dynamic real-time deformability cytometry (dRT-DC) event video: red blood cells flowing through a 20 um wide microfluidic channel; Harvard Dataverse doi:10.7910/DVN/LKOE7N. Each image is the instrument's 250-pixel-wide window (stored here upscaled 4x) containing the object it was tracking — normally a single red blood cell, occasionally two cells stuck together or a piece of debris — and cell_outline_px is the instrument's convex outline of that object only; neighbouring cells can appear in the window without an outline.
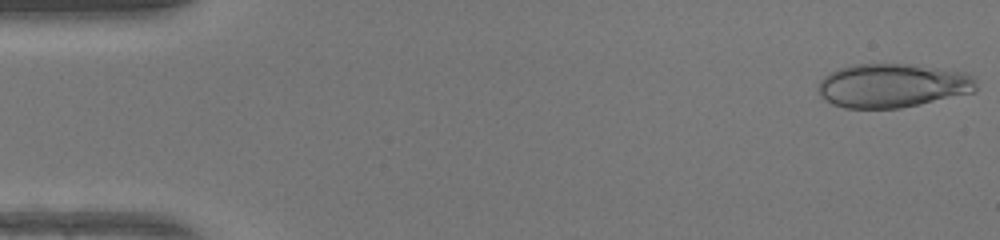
{"species": "human", "species_latin": "Homo sapiens", "temperature_condition": "warm", "stored_images_in_passage": 47, "camera_frame_rate_fps": 3000, "um_per_image_px": 0.085, "donor": {"sex": "female"}, "frame": {"image": 1, "passage_image": 1, "time_ms": 0.0, "image_size_px": [1000, 240], "cell_outline_px": [[976, 88], [972, 92], [900, 108], [844, 108], [832, 104], [820, 96], [820, 80], [824, 76], [840, 68], [852, 64], [904, 64], [936, 68], [964, 72], [972, 76], [976, 80]], "centroid_in_image_um": [75.83, 7.27], "position_along_channel_um": 9.2, "area_um2": 39.88}}
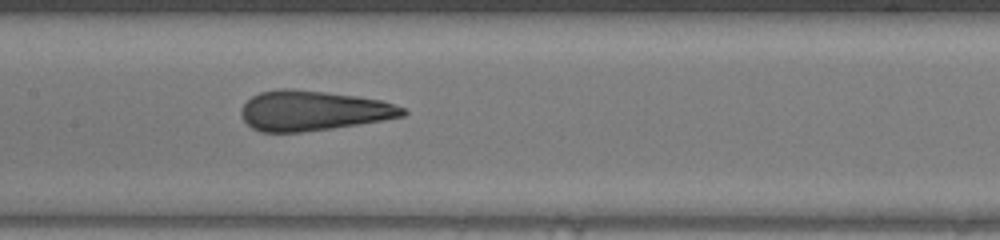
{"frame": {"image": 2, "passage_image": 23, "time_ms": 7.333, "image_size_px": [1000, 240], "cell_outline_px": [[408, 112], [404, 116], [332, 128], [300, 132], [260, 132], [252, 128], [244, 120], [240, 112], [240, 108], [252, 96], [260, 92], [280, 88], [288, 88], [324, 92], [356, 96], [380, 100], [404, 108]], "centroid_in_image_um": [26.56, 9.4], "position_along_channel_um": 180.8, "area_um2": 37.28}}
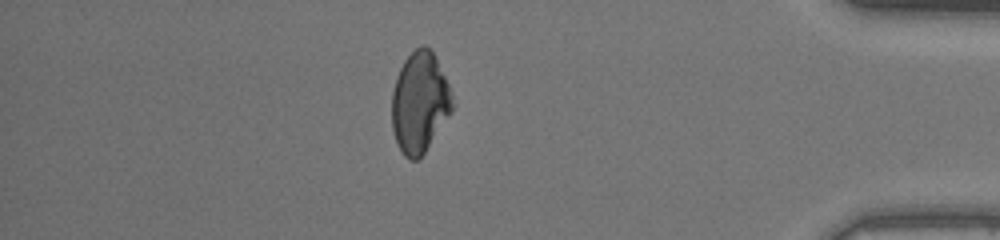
{"frame": {"image": 3, "passage_image": 41, "time_ms": 13.333, "image_size_px": [1000, 240], "cell_outline_px": [[456, 104], [452, 112], [424, 152], [416, 160], [408, 160], [404, 156], [396, 140], [392, 128], [392, 92], [396, 76], [404, 60], [420, 44], [424, 44], [432, 52], [452, 92]], "centroid_in_image_um": [35.68, 8.71], "position_along_channel_um": 399.5, "area_um2": 35.43}}